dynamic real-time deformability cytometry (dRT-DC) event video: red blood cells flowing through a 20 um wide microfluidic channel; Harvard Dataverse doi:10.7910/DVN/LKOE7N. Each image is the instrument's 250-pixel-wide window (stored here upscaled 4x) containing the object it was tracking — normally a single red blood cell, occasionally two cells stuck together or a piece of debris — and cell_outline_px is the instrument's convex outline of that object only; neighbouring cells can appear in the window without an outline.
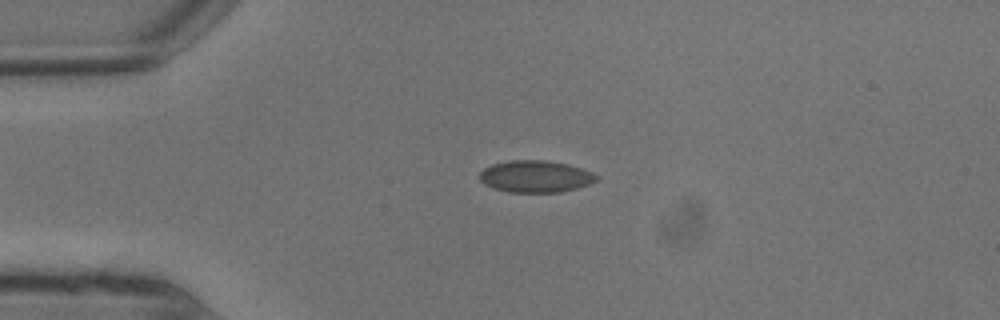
{"species": "common noctule bat (a hibernating species)", "species_latin": "Nyctalus noctula", "temperature_condition": "warm", "stored_images_in_passage": 2, "camera_frame_rate_fps": 3000, "um_per_image_px": 0.085, "animal": {"sex": "male", "body_mass_g": 13.3}, "frame": {"image": 1, "passage_image": 1, "time_ms": 0.0, "image_size_px": [1000, 320], "cell_outline_px": [[600, 176], [596, 180], [588, 184], [576, 188], [560, 192], [508, 192], [492, 188], [484, 184], [480, 180], [480, 172], [484, 168], [492, 164], [508, 160], [544, 160], [568, 164], [592, 172]], "centroid_in_image_um": [45.49, 14.99], "position_along_channel_um": 39.5, "area_um2": 21.73}}